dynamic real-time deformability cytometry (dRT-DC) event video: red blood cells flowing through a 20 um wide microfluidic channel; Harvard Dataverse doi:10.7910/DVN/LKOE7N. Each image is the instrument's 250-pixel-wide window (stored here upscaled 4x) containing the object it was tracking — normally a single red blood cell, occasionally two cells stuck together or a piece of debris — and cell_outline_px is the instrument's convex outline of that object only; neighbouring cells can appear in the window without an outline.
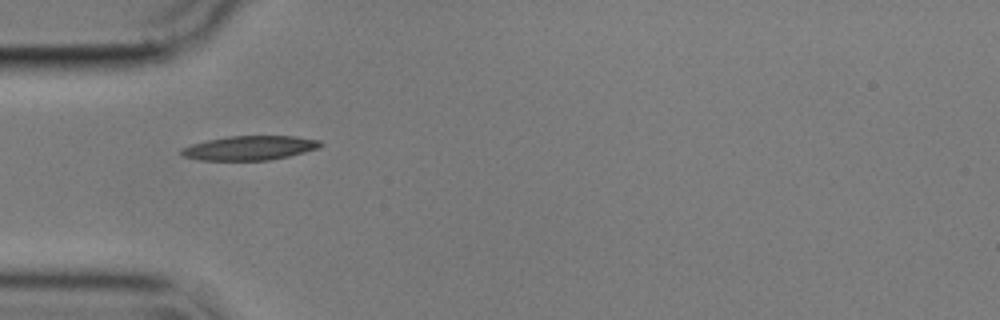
{"species": "common noctule bat (a hibernating species)", "species_latin": "Nyctalus noctula", "temperature_condition": "cold", "stored_images_in_passage": 40, "camera_frame_rate_fps": 3000, "um_per_image_px": 0.085, "animal": {"sex": "male", "body_mass_g": 17.9}, "frame": {"image": 1, "passage_image": 1, "time_ms": 0.0, "image_size_px": [1000, 320], "cell_outline_px": [[324, 144], [316, 148], [304, 152], [288, 156], [268, 160], [200, 160], [184, 156], [180, 152], [180, 148], [192, 144], [208, 140], [228, 136], [296, 136], [320, 140]], "centroid_in_image_um": [21.22, 12.57], "position_along_channel_um": 63.8, "area_um2": 19.54}}
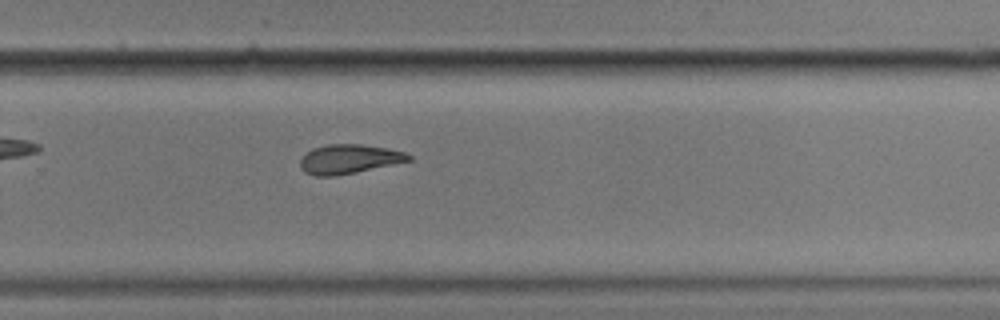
{"frame": {"image": 2, "passage_image": 21, "time_ms": 6.667, "image_size_px": [1000, 320], "cell_outline_px": [[412, 160], [332, 176], [316, 176], [304, 172], [300, 168], [300, 160], [312, 148], [328, 144], [360, 144], [388, 148], [404, 152], [412, 156]], "centroid_in_image_um": [29.64, 13.5], "position_along_channel_um": 300.2, "area_um2": 18.15}}
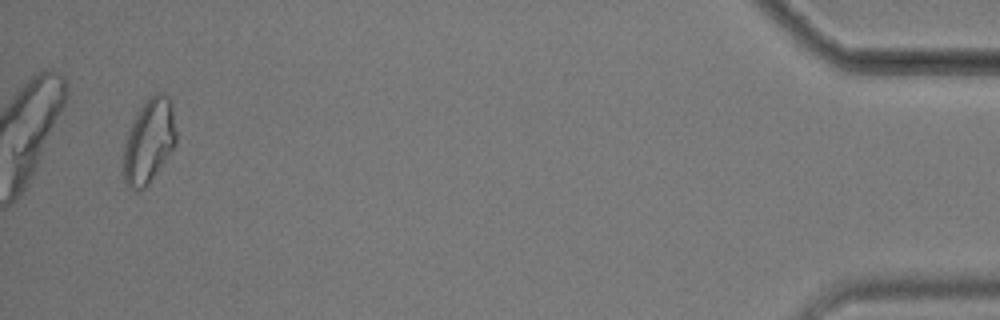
{"frame": {"image": 3, "passage_image": 38, "time_ms": 12.333, "image_size_px": [1000, 320], "cell_outline_px": [[176, 144], [144, 188], [136, 192], [128, 188], [124, 180], [124, 144], [128, 132], [140, 108], [152, 92], [160, 92], [168, 96], [172, 104], [176, 132]], "centroid_in_image_um": [12.66, 11.97], "position_along_channel_um": 422.5, "area_um2": 25.55}, "authors_computed_cell_mechanics": {"area_um2": 19.652, "velocity_mm_per_s": 3.5593, "shape_relaxation_time_tau1_ms": null, "shape_relaxation_time_tau2_ms": 5.2111, "deformation_change_tau1": null, "deformation_change_tau2": 0.1297}}